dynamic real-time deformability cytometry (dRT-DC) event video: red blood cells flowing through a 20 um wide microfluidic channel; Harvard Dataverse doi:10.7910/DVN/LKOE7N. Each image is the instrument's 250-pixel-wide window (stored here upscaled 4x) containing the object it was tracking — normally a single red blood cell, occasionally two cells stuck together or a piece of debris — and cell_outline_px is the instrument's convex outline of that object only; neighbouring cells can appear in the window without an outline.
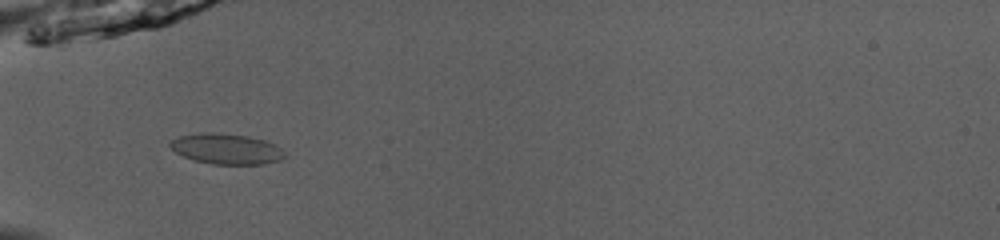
{"species": "common noctule bat (a hibernating species)", "species_latin": "Nyctalus noctula", "temperature_condition": "room temperature", "stored_images_in_passage": 52, "camera_frame_rate_fps": 3000, "um_per_image_px": 0.085, "animal": {"sex": "male", "body_mass_g": 13.0, "forearm_length_mm": 53.1}, "frame": {"image": 1, "passage_image": 19, "time_ms": 6.0, "image_size_px": [1000, 240], "cell_outline_px": [[284, 156], [280, 160], [264, 164], [212, 164], [196, 160], [184, 156], [176, 152], [168, 144], [172, 140], [180, 136], [200, 132], [216, 132], [248, 136], [264, 140], [280, 148], [284, 152]], "centroid_in_image_um": [19.23, 12.65], "position_along_channel_um": 65.8, "area_um2": 20.17}}
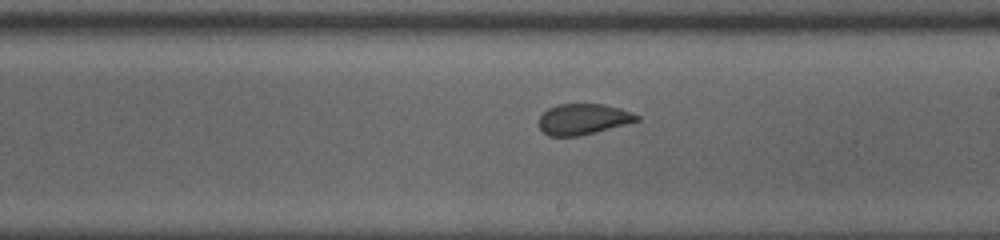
{"frame": {"image": 2, "passage_image": 32, "time_ms": 10.333, "image_size_px": [1000, 240], "cell_outline_px": [[640, 120], [580, 136], [548, 136], [540, 128], [540, 116], [548, 108], [556, 104], [604, 104], [620, 108], [632, 112], [640, 116]], "centroid_in_image_um": [49.57, 10.12], "position_along_channel_um": 239.4, "area_um2": 17.51}}
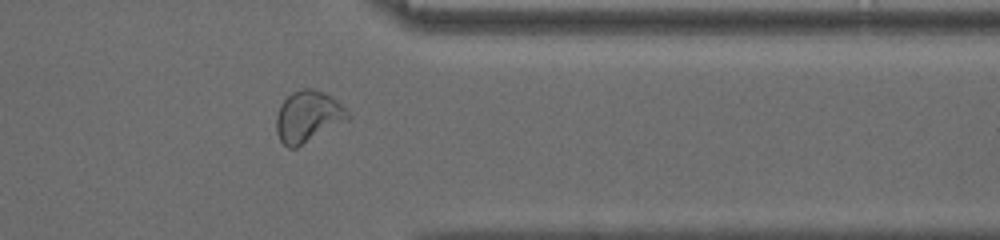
{"frame": {"image": 3, "passage_image": 43, "time_ms": 14.0, "image_size_px": [1000, 240], "cell_outline_px": [[352, 116], [348, 120], [296, 148], [288, 148], [280, 140], [276, 132], [276, 116], [280, 104], [292, 92], [304, 88], [312, 88], [324, 92], [336, 100]], "centroid_in_image_um": [26.16, 9.91], "position_along_channel_um": 385.2, "area_um2": 21.39}}